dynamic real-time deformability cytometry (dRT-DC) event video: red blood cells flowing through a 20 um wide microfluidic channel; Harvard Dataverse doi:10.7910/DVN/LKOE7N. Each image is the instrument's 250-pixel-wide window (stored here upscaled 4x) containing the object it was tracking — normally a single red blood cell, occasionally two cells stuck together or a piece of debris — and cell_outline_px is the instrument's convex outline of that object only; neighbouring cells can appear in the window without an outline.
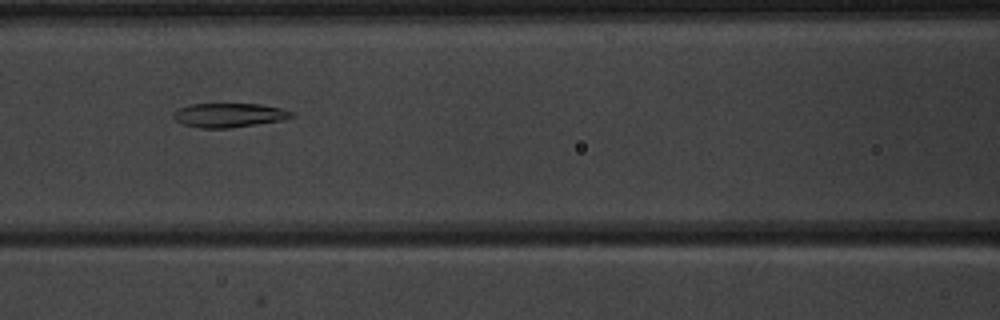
{"species": "common noctule bat (a hibernating species)", "species_latin": "Nyctalus noctula", "temperature_condition": "warm", "stored_images_in_passage": 7, "camera_frame_rate_fps": 3000, "um_per_image_px": 0.085, "animal": {"sex": "male", "body_mass_g": 20.1, "forearm_length_mm": 53.5}, "frame": {"image": 1, "passage_image": 5, "time_ms": 5.333, "image_size_px": [1000, 320], "cell_outline_px": [[296, 116], [284, 120], [228, 128], [200, 128], [184, 124], [176, 120], [176, 112], [180, 108], [192, 104], [260, 104], [280, 108], [296, 112]], "centroid_in_image_um": [19.58, 9.79], "position_along_channel_um": 147.0, "area_um2": 16.42}}
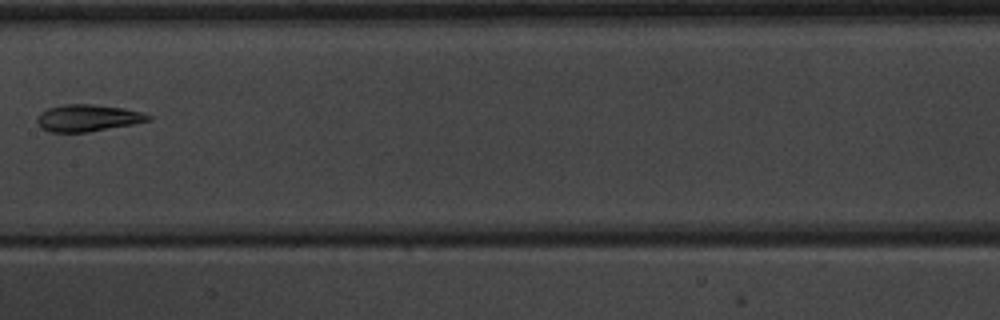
{"frame": {"image": 2, "passage_image": 6, "time_ms": 6.667, "image_size_px": [1000, 320], "cell_outline_px": [[152, 120], [132, 124], [88, 132], [48, 132], [40, 128], [36, 120], [36, 116], [40, 112], [48, 108], [64, 104], [92, 104], [124, 108], [140, 112], [152, 116]], "centroid_in_image_um": [7.41, 10.03], "position_along_channel_um": 200.0, "area_um2": 17.51}}
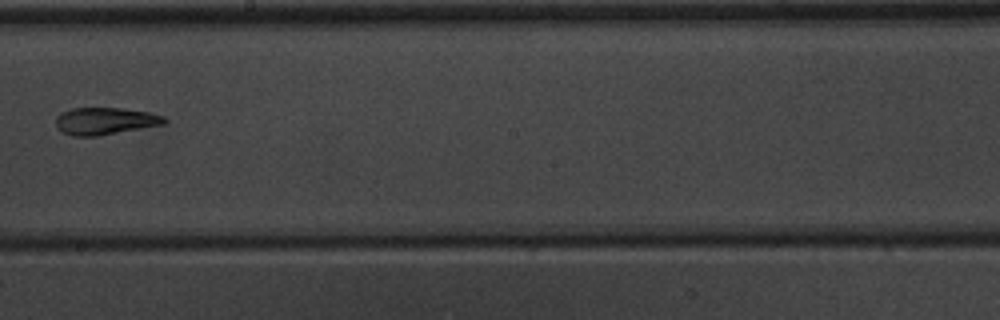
{"frame": {"image": 3, "passage_image": 7, "time_ms": 7.667, "image_size_px": [1000, 320], "cell_outline_px": [[168, 120], [164, 124], [96, 136], [72, 136], [56, 128], [56, 116], [60, 112], [72, 108], [120, 108], [148, 112], [164, 116]], "centroid_in_image_um": [8.9, 10.28], "position_along_channel_um": 239.3, "area_um2": 17.11}}